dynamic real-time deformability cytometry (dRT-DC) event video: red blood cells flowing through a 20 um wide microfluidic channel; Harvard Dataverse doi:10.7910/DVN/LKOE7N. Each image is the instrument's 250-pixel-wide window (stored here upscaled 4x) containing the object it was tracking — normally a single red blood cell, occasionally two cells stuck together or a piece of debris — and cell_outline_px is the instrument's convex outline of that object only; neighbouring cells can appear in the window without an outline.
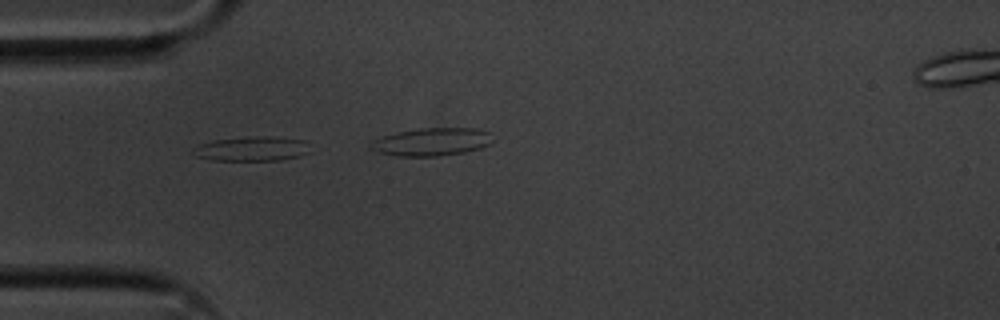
{"species": "common noctule bat (a hibernating species)", "species_latin": "Nyctalus noctula", "temperature_condition": "cold", "stored_images_in_passage": 26, "camera_frame_rate_fps": 3000, "um_per_image_px": 0.085, "animal": {"sex": "male", "body_mass_g": 20.1, "forearm_length_mm": 53.5}, "frame": {"image": 1, "passage_image": 9, "time_ms": 2.667, "image_size_px": [1000, 320], "cell_outline_px": [[312, 152], [300, 156], [280, 160], [212, 160], [196, 156], [192, 152], [192, 148], [196, 144], [212, 140], [256, 136], [276, 136], [304, 140]], "centroid_in_image_um": [21.41, 12.64], "position_along_channel_um": 63.6, "area_um2": 16.99}}
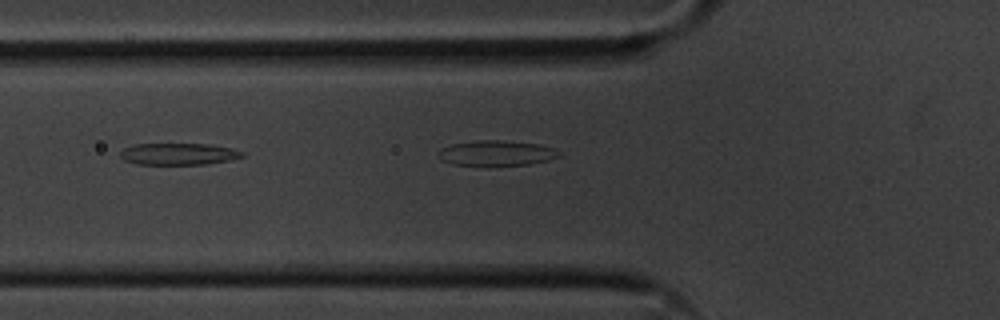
{"frame": {"image": 2, "passage_image": 13, "time_ms": 4.0, "image_size_px": [1000, 320], "cell_outline_px": [[244, 156], [228, 160], [208, 164], [136, 164], [124, 160], [120, 156], [120, 152], [124, 148], [136, 144], [208, 144], [232, 148], [244, 152]], "centroid_in_image_um": [15.17, 13.09], "position_along_channel_um": 110.6, "area_um2": 15.37}}
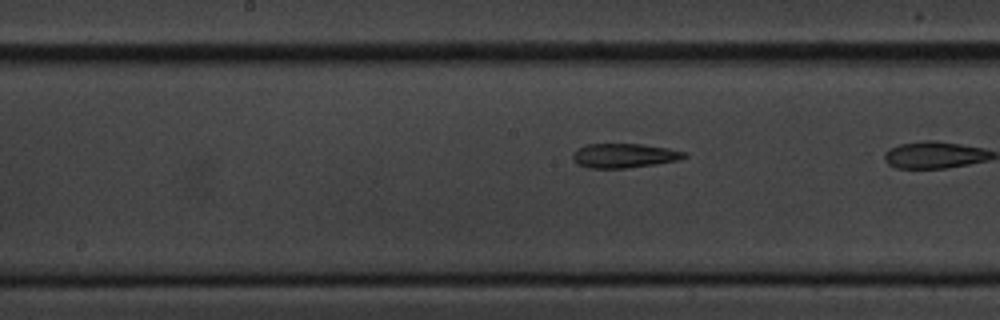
{"frame": {"image": 3, "passage_image": 20, "time_ms": 6.333, "image_size_px": [1000, 320], "cell_outline_px": [[688, 156], [680, 160], [656, 164], [624, 168], [588, 168], [576, 164], [572, 160], [572, 152], [576, 148], [584, 144], [640, 144], [668, 148], [684, 152]], "centroid_in_image_um": [52.99, 13.23], "position_along_channel_um": 195.2, "area_um2": 16.01}}